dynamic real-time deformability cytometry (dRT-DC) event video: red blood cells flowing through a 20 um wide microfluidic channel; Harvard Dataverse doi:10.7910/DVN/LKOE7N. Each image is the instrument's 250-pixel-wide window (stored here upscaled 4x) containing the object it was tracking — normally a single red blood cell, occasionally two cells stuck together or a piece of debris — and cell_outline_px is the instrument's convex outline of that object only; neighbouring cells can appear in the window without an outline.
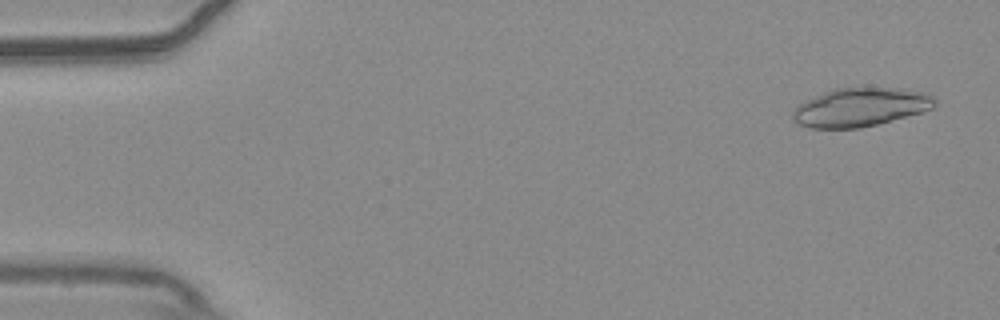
{"species": "common noctule bat (a hibernating species)", "species_latin": "Nyctalus noctula", "temperature_condition": "warm", "stored_images_in_passage": 54, "camera_frame_rate_fps": 3000, "um_per_image_px": 0.085, "animal": {"sex": "male", "body_mass_g": 20.4}, "frame": {"image": 1, "passage_image": 3, "time_ms": 0.667, "image_size_px": [1000, 320], "cell_outline_px": [[936, 104], [932, 108], [920, 112], [876, 124], [860, 128], [812, 128], [800, 124], [792, 116], [792, 112], [804, 100], [832, 88], [904, 88], [924, 92], [932, 96], [936, 100]], "centroid_in_image_um": [73.13, 9.09], "position_along_channel_um": 11.9, "area_um2": 31.67}}